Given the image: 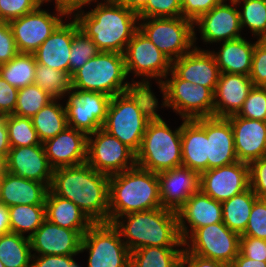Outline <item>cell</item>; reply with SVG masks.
<instances>
[{
    "mask_svg": "<svg viewBox=\"0 0 266 267\" xmlns=\"http://www.w3.org/2000/svg\"><path fill=\"white\" fill-rule=\"evenodd\" d=\"M49 189L76 204L93 223L109 222V175L87 162L55 169Z\"/></svg>",
    "mask_w": 266,
    "mask_h": 267,
    "instance_id": "6da1fadb",
    "label": "cell"
},
{
    "mask_svg": "<svg viewBox=\"0 0 266 267\" xmlns=\"http://www.w3.org/2000/svg\"><path fill=\"white\" fill-rule=\"evenodd\" d=\"M157 108L158 99L151 86H134L111 97L102 129L137 153Z\"/></svg>",
    "mask_w": 266,
    "mask_h": 267,
    "instance_id": "7a4b0ae2",
    "label": "cell"
},
{
    "mask_svg": "<svg viewBox=\"0 0 266 267\" xmlns=\"http://www.w3.org/2000/svg\"><path fill=\"white\" fill-rule=\"evenodd\" d=\"M95 2L92 10L85 13L79 8L71 15L100 51L124 54L127 44L138 30V15L116 0Z\"/></svg>",
    "mask_w": 266,
    "mask_h": 267,
    "instance_id": "3957f363",
    "label": "cell"
},
{
    "mask_svg": "<svg viewBox=\"0 0 266 267\" xmlns=\"http://www.w3.org/2000/svg\"><path fill=\"white\" fill-rule=\"evenodd\" d=\"M112 224L130 252L148 246L184 247L178 230L177 212L170 209L159 207L132 212L117 217Z\"/></svg>",
    "mask_w": 266,
    "mask_h": 267,
    "instance_id": "277c9868",
    "label": "cell"
},
{
    "mask_svg": "<svg viewBox=\"0 0 266 267\" xmlns=\"http://www.w3.org/2000/svg\"><path fill=\"white\" fill-rule=\"evenodd\" d=\"M161 207L158 174L139 166L109 176V222Z\"/></svg>",
    "mask_w": 266,
    "mask_h": 267,
    "instance_id": "5b68a950",
    "label": "cell"
},
{
    "mask_svg": "<svg viewBox=\"0 0 266 267\" xmlns=\"http://www.w3.org/2000/svg\"><path fill=\"white\" fill-rule=\"evenodd\" d=\"M127 78L124 54L100 51L71 75V87L113 97L135 86Z\"/></svg>",
    "mask_w": 266,
    "mask_h": 267,
    "instance_id": "8992f818",
    "label": "cell"
},
{
    "mask_svg": "<svg viewBox=\"0 0 266 267\" xmlns=\"http://www.w3.org/2000/svg\"><path fill=\"white\" fill-rule=\"evenodd\" d=\"M136 164L157 174L182 166L181 125L171 130L156 113L143 135L140 150L136 153Z\"/></svg>",
    "mask_w": 266,
    "mask_h": 267,
    "instance_id": "52a82bcc",
    "label": "cell"
},
{
    "mask_svg": "<svg viewBox=\"0 0 266 267\" xmlns=\"http://www.w3.org/2000/svg\"><path fill=\"white\" fill-rule=\"evenodd\" d=\"M159 89L163 94L161 105L170 107L181 119L214 117V92L210 88L182 80L171 70Z\"/></svg>",
    "mask_w": 266,
    "mask_h": 267,
    "instance_id": "ba28073f",
    "label": "cell"
},
{
    "mask_svg": "<svg viewBox=\"0 0 266 267\" xmlns=\"http://www.w3.org/2000/svg\"><path fill=\"white\" fill-rule=\"evenodd\" d=\"M138 29L171 61L196 45L194 22L184 17L139 18Z\"/></svg>",
    "mask_w": 266,
    "mask_h": 267,
    "instance_id": "9c48e42d",
    "label": "cell"
},
{
    "mask_svg": "<svg viewBox=\"0 0 266 267\" xmlns=\"http://www.w3.org/2000/svg\"><path fill=\"white\" fill-rule=\"evenodd\" d=\"M88 251V267H130V250L110 222L93 223L83 235L80 253Z\"/></svg>",
    "mask_w": 266,
    "mask_h": 267,
    "instance_id": "30bf717a",
    "label": "cell"
},
{
    "mask_svg": "<svg viewBox=\"0 0 266 267\" xmlns=\"http://www.w3.org/2000/svg\"><path fill=\"white\" fill-rule=\"evenodd\" d=\"M124 59L127 76L133 73L142 78L141 81L132 80L135 86H150L152 78L160 85L171 71L172 61L139 29L127 44Z\"/></svg>",
    "mask_w": 266,
    "mask_h": 267,
    "instance_id": "8fae6325",
    "label": "cell"
},
{
    "mask_svg": "<svg viewBox=\"0 0 266 267\" xmlns=\"http://www.w3.org/2000/svg\"><path fill=\"white\" fill-rule=\"evenodd\" d=\"M240 235L223 222L197 228L185 241L184 248L200 257L231 265L238 256Z\"/></svg>",
    "mask_w": 266,
    "mask_h": 267,
    "instance_id": "7c38bea8",
    "label": "cell"
},
{
    "mask_svg": "<svg viewBox=\"0 0 266 267\" xmlns=\"http://www.w3.org/2000/svg\"><path fill=\"white\" fill-rule=\"evenodd\" d=\"M86 162L97 172L109 176L137 165L136 153L103 129L87 136Z\"/></svg>",
    "mask_w": 266,
    "mask_h": 267,
    "instance_id": "4fadbf2b",
    "label": "cell"
},
{
    "mask_svg": "<svg viewBox=\"0 0 266 267\" xmlns=\"http://www.w3.org/2000/svg\"><path fill=\"white\" fill-rule=\"evenodd\" d=\"M9 22L19 53H34L39 46L54 32V30L71 16L65 9L55 5V14L41 9Z\"/></svg>",
    "mask_w": 266,
    "mask_h": 267,
    "instance_id": "5bb4252c",
    "label": "cell"
},
{
    "mask_svg": "<svg viewBox=\"0 0 266 267\" xmlns=\"http://www.w3.org/2000/svg\"><path fill=\"white\" fill-rule=\"evenodd\" d=\"M67 95L68 99L64 107L69 127L77 129L87 136L103 128L110 96L73 88Z\"/></svg>",
    "mask_w": 266,
    "mask_h": 267,
    "instance_id": "9a60e30c",
    "label": "cell"
},
{
    "mask_svg": "<svg viewBox=\"0 0 266 267\" xmlns=\"http://www.w3.org/2000/svg\"><path fill=\"white\" fill-rule=\"evenodd\" d=\"M250 187L249 164L240 161L200 174V190L223 202Z\"/></svg>",
    "mask_w": 266,
    "mask_h": 267,
    "instance_id": "2e32d148",
    "label": "cell"
},
{
    "mask_svg": "<svg viewBox=\"0 0 266 267\" xmlns=\"http://www.w3.org/2000/svg\"><path fill=\"white\" fill-rule=\"evenodd\" d=\"M224 1L201 15L195 22L203 42L221 43L242 37L240 13L235 0ZM198 26V27H197Z\"/></svg>",
    "mask_w": 266,
    "mask_h": 267,
    "instance_id": "e0dca14e",
    "label": "cell"
},
{
    "mask_svg": "<svg viewBox=\"0 0 266 267\" xmlns=\"http://www.w3.org/2000/svg\"><path fill=\"white\" fill-rule=\"evenodd\" d=\"M88 230H70L45 219L29 237L32 255H77L83 235Z\"/></svg>",
    "mask_w": 266,
    "mask_h": 267,
    "instance_id": "ac0fdd59",
    "label": "cell"
},
{
    "mask_svg": "<svg viewBox=\"0 0 266 267\" xmlns=\"http://www.w3.org/2000/svg\"><path fill=\"white\" fill-rule=\"evenodd\" d=\"M207 135V170L238 161L234 147V135L227 118L206 117L194 119Z\"/></svg>",
    "mask_w": 266,
    "mask_h": 267,
    "instance_id": "d6986e66",
    "label": "cell"
},
{
    "mask_svg": "<svg viewBox=\"0 0 266 267\" xmlns=\"http://www.w3.org/2000/svg\"><path fill=\"white\" fill-rule=\"evenodd\" d=\"M177 216L179 234L184 242L197 228L223 222L222 204L199 190L187 199Z\"/></svg>",
    "mask_w": 266,
    "mask_h": 267,
    "instance_id": "ffe728a7",
    "label": "cell"
},
{
    "mask_svg": "<svg viewBox=\"0 0 266 267\" xmlns=\"http://www.w3.org/2000/svg\"><path fill=\"white\" fill-rule=\"evenodd\" d=\"M53 171L43 144L10 148L7 172L44 183L50 188Z\"/></svg>",
    "mask_w": 266,
    "mask_h": 267,
    "instance_id": "44dd1931",
    "label": "cell"
},
{
    "mask_svg": "<svg viewBox=\"0 0 266 267\" xmlns=\"http://www.w3.org/2000/svg\"><path fill=\"white\" fill-rule=\"evenodd\" d=\"M158 180L161 207L175 212L200 190V174L185 166L158 173Z\"/></svg>",
    "mask_w": 266,
    "mask_h": 267,
    "instance_id": "7402d4cb",
    "label": "cell"
},
{
    "mask_svg": "<svg viewBox=\"0 0 266 267\" xmlns=\"http://www.w3.org/2000/svg\"><path fill=\"white\" fill-rule=\"evenodd\" d=\"M171 70L182 80L200 84L215 92L220 71L210 50L195 46L191 51L172 61Z\"/></svg>",
    "mask_w": 266,
    "mask_h": 267,
    "instance_id": "603a6c76",
    "label": "cell"
},
{
    "mask_svg": "<svg viewBox=\"0 0 266 267\" xmlns=\"http://www.w3.org/2000/svg\"><path fill=\"white\" fill-rule=\"evenodd\" d=\"M230 121L238 161L250 164L266 156V122L242 118L237 114Z\"/></svg>",
    "mask_w": 266,
    "mask_h": 267,
    "instance_id": "cb8c5ba5",
    "label": "cell"
},
{
    "mask_svg": "<svg viewBox=\"0 0 266 267\" xmlns=\"http://www.w3.org/2000/svg\"><path fill=\"white\" fill-rule=\"evenodd\" d=\"M43 146L54 170L83 164L87 160V135L69 126L46 140Z\"/></svg>",
    "mask_w": 266,
    "mask_h": 267,
    "instance_id": "d4e9b609",
    "label": "cell"
},
{
    "mask_svg": "<svg viewBox=\"0 0 266 267\" xmlns=\"http://www.w3.org/2000/svg\"><path fill=\"white\" fill-rule=\"evenodd\" d=\"M252 88L248 75L220 73L214 92V117L227 118L238 114Z\"/></svg>",
    "mask_w": 266,
    "mask_h": 267,
    "instance_id": "484cf974",
    "label": "cell"
},
{
    "mask_svg": "<svg viewBox=\"0 0 266 267\" xmlns=\"http://www.w3.org/2000/svg\"><path fill=\"white\" fill-rule=\"evenodd\" d=\"M69 22L65 23L63 21L33 53L37 64L69 74V56L74 36V18Z\"/></svg>",
    "mask_w": 266,
    "mask_h": 267,
    "instance_id": "4316f807",
    "label": "cell"
},
{
    "mask_svg": "<svg viewBox=\"0 0 266 267\" xmlns=\"http://www.w3.org/2000/svg\"><path fill=\"white\" fill-rule=\"evenodd\" d=\"M49 187L34 180H29L7 172L1 181L0 203L14 205L45 204Z\"/></svg>",
    "mask_w": 266,
    "mask_h": 267,
    "instance_id": "83f0119b",
    "label": "cell"
},
{
    "mask_svg": "<svg viewBox=\"0 0 266 267\" xmlns=\"http://www.w3.org/2000/svg\"><path fill=\"white\" fill-rule=\"evenodd\" d=\"M182 166L199 174L207 170L208 149L206 131L195 121L182 119Z\"/></svg>",
    "mask_w": 266,
    "mask_h": 267,
    "instance_id": "f1b7e54d",
    "label": "cell"
},
{
    "mask_svg": "<svg viewBox=\"0 0 266 267\" xmlns=\"http://www.w3.org/2000/svg\"><path fill=\"white\" fill-rule=\"evenodd\" d=\"M240 37L222 42L220 50L211 51L220 73L248 75L251 72L255 42Z\"/></svg>",
    "mask_w": 266,
    "mask_h": 267,
    "instance_id": "f546056e",
    "label": "cell"
},
{
    "mask_svg": "<svg viewBox=\"0 0 266 267\" xmlns=\"http://www.w3.org/2000/svg\"><path fill=\"white\" fill-rule=\"evenodd\" d=\"M46 219L70 230H88L93 222L72 201L55 195L50 189L45 200Z\"/></svg>",
    "mask_w": 266,
    "mask_h": 267,
    "instance_id": "4dcf8cb0",
    "label": "cell"
},
{
    "mask_svg": "<svg viewBox=\"0 0 266 267\" xmlns=\"http://www.w3.org/2000/svg\"><path fill=\"white\" fill-rule=\"evenodd\" d=\"M258 199L249 187L247 190L221 202L223 223L239 235L245 232L254 202Z\"/></svg>",
    "mask_w": 266,
    "mask_h": 267,
    "instance_id": "1f68e13d",
    "label": "cell"
},
{
    "mask_svg": "<svg viewBox=\"0 0 266 267\" xmlns=\"http://www.w3.org/2000/svg\"><path fill=\"white\" fill-rule=\"evenodd\" d=\"M58 101L60 100L53 99L31 118L41 143L57 136L68 127L65 107Z\"/></svg>",
    "mask_w": 266,
    "mask_h": 267,
    "instance_id": "d6a6232c",
    "label": "cell"
},
{
    "mask_svg": "<svg viewBox=\"0 0 266 267\" xmlns=\"http://www.w3.org/2000/svg\"><path fill=\"white\" fill-rule=\"evenodd\" d=\"M183 251L184 247H142L130 253V267H175Z\"/></svg>",
    "mask_w": 266,
    "mask_h": 267,
    "instance_id": "836d02e7",
    "label": "cell"
},
{
    "mask_svg": "<svg viewBox=\"0 0 266 267\" xmlns=\"http://www.w3.org/2000/svg\"><path fill=\"white\" fill-rule=\"evenodd\" d=\"M30 239L9 232L0 236V260L5 267H30L32 259Z\"/></svg>",
    "mask_w": 266,
    "mask_h": 267,
    "instance_id": "e575fe53",
    "label": "cell"
},
{
    "mask_svg": "<svg viewBox=\"0 0 266 267\" xmlns=\"http://www.w3.org/2000/svg\"><path fill=\"white\" fill-rule=\"evenodd\" d=\"M37 62L33 53H18L0 65V76L11 86L21 89L34 84Z\"/></svg>",
    "mask_w": 266,
    "mask_h": 267,
    "instance_id": "d590c367",
    "label": "cell"
},
{
    "mask_svg": "<svg viewBox=\"0 0 266 267\" xmlns=\"http://www.w3.org/2000/svg\"><path fill=\"white\" fill-rule=\"evenodd\" d=\"M10 231L31 237L41 226L45 217V204L14 205L9 207Z\"/></svg>",
    "mask_w": 266,
    "mask_h": 267,
    "instance_id": "8d00e7d4",
    "label": "cell"
},
{
    "mask_svg": "<svg viewBox=\"0 0 266 267\" xmlns=\"http://www.w3.org/2000/svg\"><path fill=\"white\" fill-rule=\"evenodd\" d=\"M34 84L47 92L53 99L67 97L71 87V76L67 72L37 64Z\"/></svg>",
    "mask_w": 266,
    "mask_h": 267,
    "instance_id": "74e56055",
    "label": "cell"
},
{
    "mask_svg": "<svg viewBox=\"0 0 266 267\" xmlns=\"http://www.w3.org/2000/svg\"><path fill=\"white\" fill-rule=\"evenodd\" d=\"M239 9L241 28L247 27L257 39H266V0H235Z\"/></svg>",
    "mask_w": 266,
    "mask_h": 267,
    "instance_id": "f35d334b",
    "label": "cell"
},
{
    "mask_svg": "<svg viewBox=\"0 0 266 267\" xmlns=\"http://www.w3.org/2000/svg\"><path fill=\"white\" fill-rule=\"evenodd\" d=\"M11 147H24L41 143L31 118L15 114L5 116Z\"/></svg>",
    "mask_w": 266,
    "mask_h": 267,
    "instance_id": "ab89813d",
    "label": "cell"
},
{
    "mask_svg": "<svg viewBox=\"0 0 266 267\" xmlns=\"http://www.w3.org/2000/svg\"><path fill=\"white\" fill-rule=\"evenodd\" d=\"M99 52L97 45L79 28L78 22L74 19V36L69 56V75L71 76Z\"/></svg>",
    "mask_w": 266,
    "mask_h": 267,
    "instance_id": "60d3db41",
    "label": "cell"
},
{
    "mask_svg": "<svg viewBox=\"0 0 266 267\" xmlns=\"http://www.w3.org/2000/svg\"><path fill=\"white\" fill-rule=\"evenodd\" d=\"M52 100L53 98L38 85H28L19 89L16 108L13 114L32 118Z\"/></svg>",
    "mask_w": 266,
    "mask_h": 267,
    "instance_id": "b9f144b4",
    "label": "cell"
},
{
    "mask_svg": "<svg viewBox=\"0 0 266 267\" xmlns=\"http://www.w3.org/2000/svg\"><path fill=\"white\" fill-rule=\"evenodd\" d=\"M237 115L266 122V87L253 86Z\"/></svg>",
    "mask_w": 266,
    "mask_h": 267,
    "instance_id": "7bdbcfd3",
    "label": "cell"
},
{
    "mask_svg": "<svg viewBox=\"0 0 266 267\" xmlns=\"http://www.w3.org/2000/svg\"><path fill=\"white\" fill-rule=\"evenodd\" d=\"M44 0H0V21L10 22L35 11Z\"/></svg>",
    "mask_w": 266,
    "mask_h": 267,
    "instance_id": "ee69618b",
    "label": "cell"
},
{
    "mask_svg": "<svg viewBox=\"0 0 266 267\" xmlns=\"http://www.w3.org/2000/svg\"><path fill=\"white\" fill-rule=\"evenodd\" d=\"M182 17L181 0H148L138 18Z\"/></svg>",
    "mask_w": 266,
    "mask_h": 267,
    "instance_id": "f6af8a7d",
    "label": "cell"
},
{
    "mask_svg": "<svg viewBox=\"0 0 266 267\" xmlns=\"http://www.w3.org/2000/svg\"><path fill=\"white\" fill-rule=\"evenodd\" d=\"M240 236L266 240V198H258L254 202L245 232Z\"/></svg>",
    "mask_w": 266,
    "mask_h": 267,
    "instance_id": "bcb514c9",
    "label": "cell"
},
{
    "mask_svg": "<svg viewBox=\"0 0 266 267\" xmlns=\"http://www.w3.org/2000/svg\"><path fill=\"white\" fill-rule=\"evenodd\" d=\"M249 77L253 86L266 87V39H259L255 42Z\"/></svg>",
    "mask_w": 266,
    "mask_h": 267,
    "instance_id": "7dc6e473",
    "label": "cell"
},
{
    "mask_svg": "<svg viewBox=\"0 0 266 267\" xmlns=\"http://www.w3.org/2000/svg\"><path fill=\"white\" fill-rule=\"evenodd\" d=\"M250 188L258 198H266V156L249 164Z\"/></svg>",
    "mask_w": 266,
    "mask_h": 267,
    "instance_id": "c3c4849f",
    "label": "cell"
},
{
    "mask_svg": "<svg viewBox=\"0 0 266 267\" xmlns=\"http://www.w3.org/2000/svg\"><path fill=\"white\" fill-rule=\"evenodd\" d=\"M227 0H181L182 17L195 22L201 15Z\"/></svg>",
    "mask_w": 266,
    "mask_h": 267,
    "instance_id": "681fc988",
    "label": "cell"
},
{
    "mask_svg": "<svg viewBox=\"0 0 266 267\" xmlns=\"http://www.w3.org/2000/svg\"><path fill=\"white\" fill-rule=\"evenodd\" d=\"M19 53L9 22L0 21V65Z\"/></svg>",
    "mask_w": 266,
    "mask_h": 267,
    "instance_id": "f907efd6",
    "label": "cell"
},
{
    "mask_svg": "<svg viewBox=\"0 0 266 267\" xmlns=\"http://www.w3.org/2000/svg\"><path fill=\"white\" fill-rule=\"evenodd\" d=\"M239 252L247 258L266 262V240L240 236Z\"/></svg>",
    "mask_w": 266,
    "mask_h": 267,
    "instance_id": "816d5d0a",
    "label": "cell"
},
{
    "mask_svg": "<svg viewBox=\"0 0 266 267\" xmlns=\"http://www.w3.org/2000/svg\"><path fill=\"white\" fill-rule=\"evenodd\" d=\"M19 89L11 86L0 76V114L11 115L16 108Z\"/></svg>",
    "mask_w": 266,
    "mask_h": 267,
    "instance_id": "f5cc1de1",
    "label": "cell"
},
{
    "mask_svg": "<svg viewBox=\"0 0 266 267\" xmlns=\"http://www.w3.org/2000/svg\"><path fill=\"white\" fill-rule=\"evenodd\" d=\"M76 255H32L30 267H66Z\"/></svg>",
    "mask_w": 266,
    "mask_h": 267,
    "instance_id": "db71d44e",
    "label": "cell"
},
{
    "mask_svg": "<svg viewBox=\"0 0 266 267\" xmlns=\"http://www.w3.org/2000/svg\"><path fill=\"white\" fill-rule=\"evenodd\" d=\"M182 260L186 263L187 267H232V265L189 253L185 248L182 254Z\"/></svg>",
    "mask_w": 266,
    "mask_h": 267,
    "instance_id": "11a10c76",
    "label": "cell"
},
{
    "mask_svg": "<svg viewBox=\"0 0 266 267\" xmlns=\"http://www.w3.org/2000/svg\"><path fill=\"white\" fill-rule=\"evenodd\" d=\"M46 2H51V0H44ZM96 0H54L57 7L65 9L70 15L79 8H84V6L90 5Z\"/></svg>",
    "mask_w": 266,
    "mask_h": 267,
    "instance_id": "9f6ffc18",
    "label": "cell"
},
{
    "mask_svg": "<svg viewBox=\"0 0 266 267\" xmlns=\"http://www.w3.org/2000/svg\"><path fill=\"white\" fill-rule=\"evenodd\" d=\"M11 146L8 137V128L5 116L0 114V155L8 156Z\"/></svg>",
    "mask_w": 266,
    "mask_h": 267,
    "instance_id": "6f0895ef",
    "label": "cell"
},
{
    "mask_svg": "<svg viewBox=\"0 0 266 267\" xmlns=\"http://www.w3.org/2000/svg\"><path fill=\"white\" fill-rule=\"evenodd\" d=\"M231 265L232 267H266V262L247 258L239 252Z\"/></svg>",
    "mask_w": 266,
    "mask_h": 267,
    "instance_id": "680465c9",
    "label": "cell"
},
{
    "mask_svg": "<svg viewBox=\"0 0 266 267\" xmlns=\"http://www.w3.org/2000/svg\"><path fill=\"white\" fill-rule=\"evenodd\" d=\"M10 231L9 207L0 203V236Z\"/></svg>",
    "mask_w": 266,
    "mask_h": 267,
    "instance_id": "91938a15",
    "label": "cell"
},
{
    "mask_svg": "<svg viewBox=\"0 0 266 267\" xmlns=\"http://www.w3.org/2000/svg\"><path fill=\"white\" fill-rule=\"evenodd\" d=\"M137 15L146 7L148 0H116Z\"/></svg>",
    "mask_w": 266,
    "mask_h": 267,
    "instance_id": "94428289",
    "label": "cell"
},
{
    "mask_svg": "<svg viewBox=\"0 0 266 267\" xmlns=\"http://www.w3.org/2000/svg\"><path fill=\"white\" fill-rule=\"evenodd\" d=\"M7 173V157L0 155V178Z\"/></svg>",
    "mask_w": 266,
    "mask_h": 267,
    "instance_id": "6125c7cd",
    "label": "cell"
},
{
    "mask_svg": "<svg viewBox=\"0 0 266 267\" xmlns=\"http://www.w3.org/2000/svg\"><path fill=\"white\" fill-rule=\"evenodd\" d=\"M66 267H81L79 264L76 263L74 260L71 264H66Z\"/></svg>",
    "mask_w": 266,
    "mask_h": 267,
    "instance_id": "be15d7a7",
    "label": "cell"
},
{
    "mask_svg": "<svg viewBox=\"0 0 266 267\" xmlns=\"http://www.w3.org/2000/svg\"><path fill=\"white\" fill-rule=\"evenodd\" d=\"M175 267H187V265H186V263H185L183 260H181V261H179V262L176 264Z\"/></svg>",
    "mask_w": 266,
    "mask_h": 267,
    "instance_id": "e7e4bbea",
    "label": "cell"
},
{
    "mask_svg": "<svg viewBox=\"0 0 266 267\" xmlns=\"http://www.w3.org/2000/svg\"><path fill=\"white\" fill-rule=\"evenodd\" d=\"M0 267H5L1 260H0Z\"/></svg>",
    "mask_w": 266,
    "mask_h": 267,
    "instance_id": "03108f58",
    "label": "cell"
}]
</instances>
